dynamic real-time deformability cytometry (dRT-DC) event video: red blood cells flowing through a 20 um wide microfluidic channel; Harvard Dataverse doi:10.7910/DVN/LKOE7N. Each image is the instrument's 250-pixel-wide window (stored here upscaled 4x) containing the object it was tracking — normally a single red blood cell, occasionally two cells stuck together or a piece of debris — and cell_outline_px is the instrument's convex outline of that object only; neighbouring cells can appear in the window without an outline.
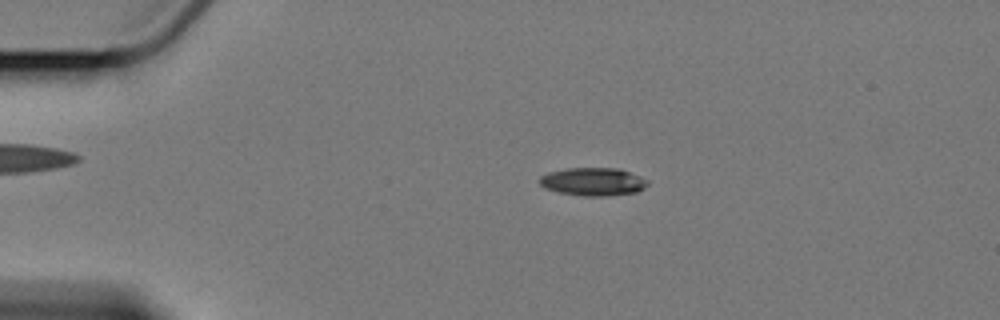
{"species": "Egyptian fruit bat (a non-hibernating species)", "species_latin": "Rousettus aegyptiacus", "temperature_condition": "cold", "stored_images_in_passage": 6, "camera_frame_rate_fps": 3000, "um_per_image_px": 0.085, "animal": {"sex": "female"}, "frame": {"image": 1, "passage_image": 2, "time_ms": 1.667, "image_size_px": [1000, 320], "cell_outline_px": [[648, 184], [644, 188], [636, 192], [604, 196], [584, 196], [560, 192], [544, 188], [540, 184], [540, 176], [548, 172], [568, 168], [616, 168], [640, 176], [648, 180]], "centroid_in_image_um": [50.4, 15.44], "position_along_channel_um": 34.6, "area_um2": 17.51}}
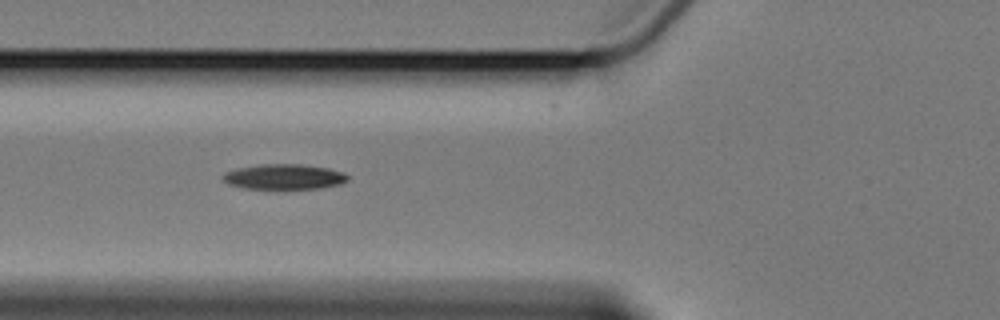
{"frame": {"image": 2, "passage_image": 5, "time_ms": 5.0, "image_size_px": [1000, 320], "cell_outline_px": [[348, 180], [340, 184], [320, 188], [244, 188], [228, 184], [220, 176], [224, 172], [236, 168], [260, 164], [304, 164], [328, 168], [344, 172], [348, 176]], "centroid_in_image_um": [24.13, 15.01], "position_along_channel_um": 101.7, "area_um2": 18.38}}
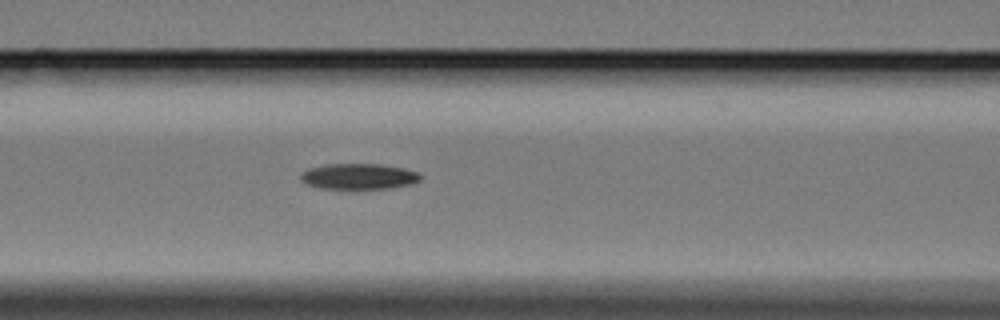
{"frame": {"image": 3, "passage_image": 6, "time_ms": 6.0, "image_size_px": [1000, 320], "cell_outline_px": [[420, 180], [412, 184], [384, 188], [320, 188], [308, 184], [300, 180], [300, 172], [308, 168], [324, 164], [380, 164], [404, 168], [420, 172]], "centroid_in_image_um": [30.47, 14.97], "position_along_channel_um": 136.1, "area_um2": 17.92}}